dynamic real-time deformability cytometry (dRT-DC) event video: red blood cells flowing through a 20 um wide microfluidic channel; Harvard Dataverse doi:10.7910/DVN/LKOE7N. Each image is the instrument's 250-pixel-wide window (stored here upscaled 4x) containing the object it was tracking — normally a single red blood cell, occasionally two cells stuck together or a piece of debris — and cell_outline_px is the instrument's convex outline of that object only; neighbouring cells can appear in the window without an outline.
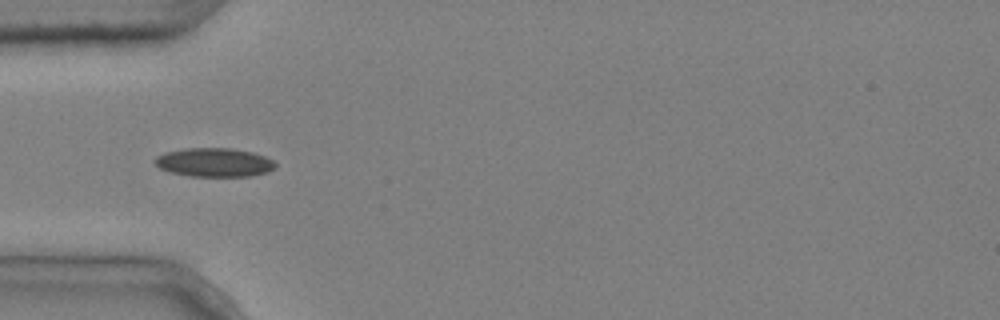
{"species": "common noctule bat (a hibernating species)", "species_latin": "Nyctalus noctula", "temperature_condition": "cold", "stored_images_in_passage": 8, "camera_frame_rate_fps": 3000, "um_per_image_px": 0.085, "animal": {"sex": "male", "body_mass_g": 20.4}, "frame": {"image": 1, "passage_image": 5, "time_ms": 1.333, "image_size_px": [1000, 320], "cell_outline_px": [[276, 168], [268, 172], [252, 176], [188, 176], [172, 172], [160, 168], [152, 160], [156, 156], [164, 152], [184, 148], [232, 148], [252, 152], [264, 156], [272, 160], [276, 164]], "centroid_in_image_um": [18.21, 13.8], "position_along_channel_um": 66.8, "area_um2": 20.35}}